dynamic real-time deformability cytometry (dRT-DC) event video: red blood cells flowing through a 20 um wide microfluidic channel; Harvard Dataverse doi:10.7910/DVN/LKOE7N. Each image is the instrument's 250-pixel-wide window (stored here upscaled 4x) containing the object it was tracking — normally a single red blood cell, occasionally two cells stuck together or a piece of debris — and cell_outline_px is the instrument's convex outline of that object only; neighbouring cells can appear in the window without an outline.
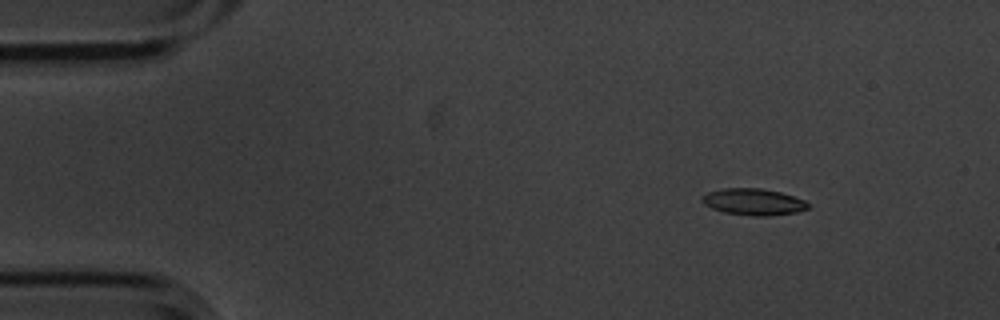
{"species": "common noctule bat (a hibernating species)", "species_latin": "Nyctalus noctula", "temperature_condition": "cold", "stored_images_in_passage": 5, "camera_frame_rate_fps": 3000, "um_per_image_px": 0.085, "animal": {"sex": "male", "body_mass_g": 20.1, "forearm_length_mm": 53.5}, "frame": {"image": 1, "passage_image": 1, "time_ms": 0.0, "image_size_px": [1000, 320], "cell_outline_px": [[808, 208], [796, 212], [768, 216], [752, 216], [724, 212], [712, 208], [704, 204], [700, 200], [700, 196], [708, 192], [724, 188], [760, 188], [780, 192], [804, 200], [808, 204]], "centroid_in_image_um": [63.99, 17.15], "position_along_channel_um": 21.0, "area_um2": 16.36}}
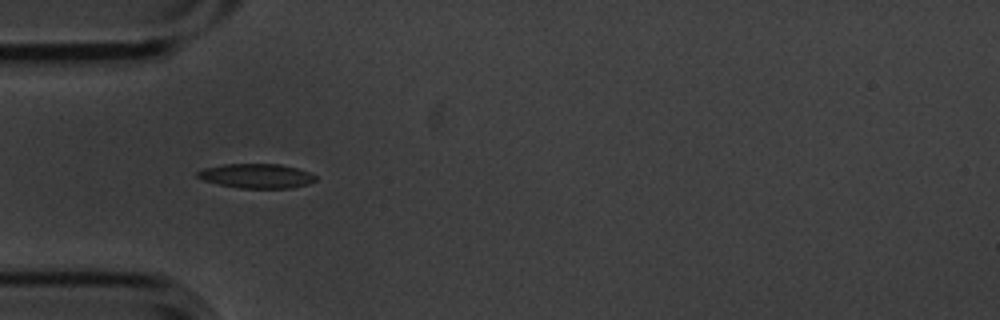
{"frame": {"image": 2, "passage_image": 4, "time_ms": 1.0, "image_size_px": [1000, 320], "cell_outline_px": [[316, 180], [308, 184], [292, 188], [240, 188], [220, 184], [204, 180], [196, 176], [196, 172], [204, 168], [224, 164], [280, 164], [296, 168], [308, 172], [316, 176]], "centroid_in_image_um": [21.81, 14.95], "position_along_channel_um": 63.2, "area_um2": 16.7}}
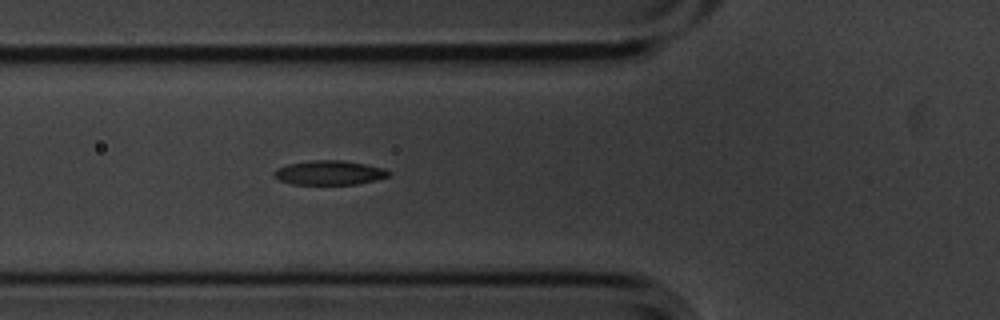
{"frame": {"image": 3, "passage_image": 5, "time_ms": 1.333, "image_size_px": [1000, 320], "cell_outline_px": [[392, 176], [376, 180], [356, 184], [292, 184], [280, 180], [272, 176], [272, 172], [276, 168], [288, 164], [312, 160], [344, 160], [384, 168], [392, 172]], "centroid_in_image_um": [28.01, 14.68], "position_along_channel_um": 97.8, "area_um2": 16.42}}